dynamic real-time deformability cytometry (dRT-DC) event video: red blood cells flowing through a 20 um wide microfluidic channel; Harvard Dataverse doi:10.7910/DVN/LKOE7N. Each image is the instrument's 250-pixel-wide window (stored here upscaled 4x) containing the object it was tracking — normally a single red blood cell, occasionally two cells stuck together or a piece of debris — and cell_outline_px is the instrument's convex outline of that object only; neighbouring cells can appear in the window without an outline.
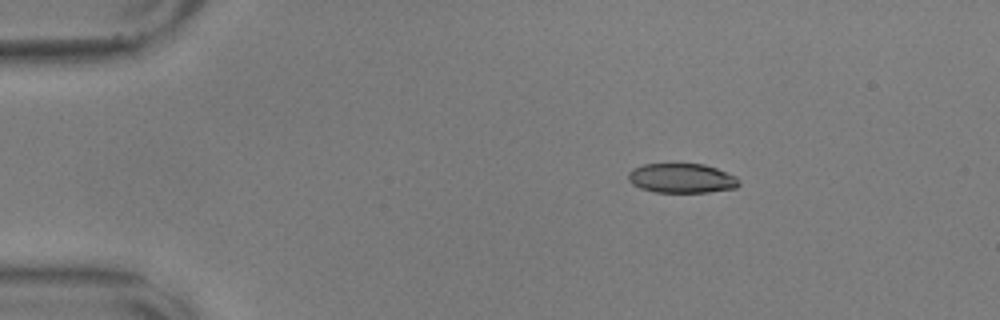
{"species": "common noctule bat (a hibernating species)", "species_latin": "Nyctalus noctula", "temperature_condition": "warm", "stored_images_in_passage": 48, "camera_frame_rate_fps": 3000, "um_per_image_px": 0.085, "animal": {"sex": "male", "body_mass_g": 17.9, "forearm_length_mm": 54.2}, "frame": {"image": 1, "passage_image": 1, "time_ms": 0.0, "image_size_px": [1000, 320], "cell_outline_px": [[740, 184], [736, 188], [708, 192], [656, 192], [640, 188], [632, 184], [628, 180], [628, 172], [632, 168], [644, 164], [704, 164], [716, 168], [736, 176], [740, 180]], "centroid_in_image_um": [57.94, 15.15], "position_along_channel_um": 27.1, "area_um2": 19.13}}
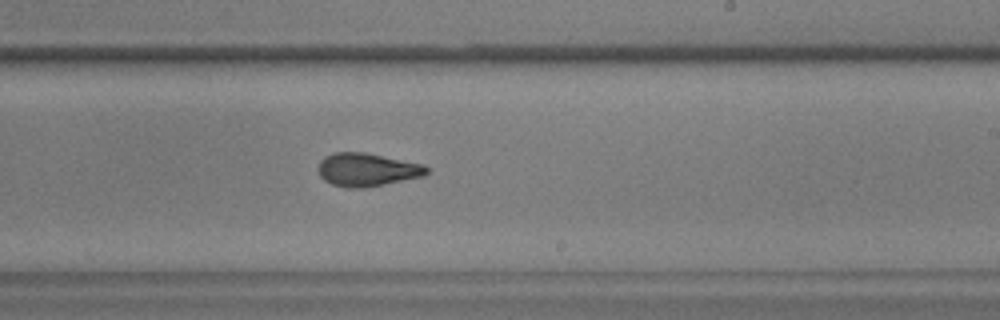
{"frame": {"image": 2, "passage_image": 26, "time_ms": 8.333, "image_size_px": [1000, 320], "cell_outline_px": [[428, 172], [424, 176], [364, 188], [344, 188], [332, 184], [324, 180], [320, 176], [320, 160], [324, 156], [332, 152], [364, 152], [424, 164], [428, 168]], "centroid_in_image_um": [31.2, 14.42], "position_along_channel_um": 257.8, "area_um2": 20.98}}
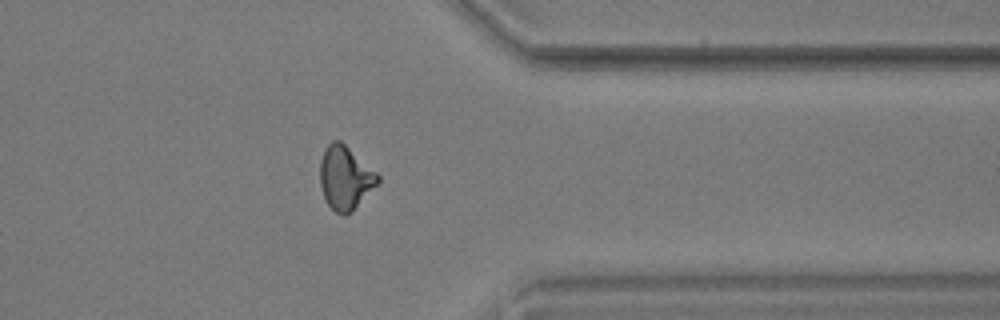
{"frame": {"image": 3, "passage_image": 37, "time_ms": 12.0, "image_size_px": [1000, 320], "cell_outline_px": [[380, 180], [352, 212], [344, 216], [336, 212], [328, 204], [324, 196], [320, 184], [320, 160], [328, 144], [332, 140], [340, 140], [376, 172], [380, 176]], "centroid_in_image_um": [29.33, 15.12], "position_along_channel_um": 382.1, "area_um2": 21.1}, "authors_computed_cell_mechanics": {"area_um2": 21.0392, "velocity_mm_per_s": 3.5934, "shape_relaxation_time_tau1_ms": 9.8272, "shape_relaxation_time_tau2_ms": 1.9093, "deformation_change_tau1": 0.2424, "deformation_change_tau2": 0.1005}}